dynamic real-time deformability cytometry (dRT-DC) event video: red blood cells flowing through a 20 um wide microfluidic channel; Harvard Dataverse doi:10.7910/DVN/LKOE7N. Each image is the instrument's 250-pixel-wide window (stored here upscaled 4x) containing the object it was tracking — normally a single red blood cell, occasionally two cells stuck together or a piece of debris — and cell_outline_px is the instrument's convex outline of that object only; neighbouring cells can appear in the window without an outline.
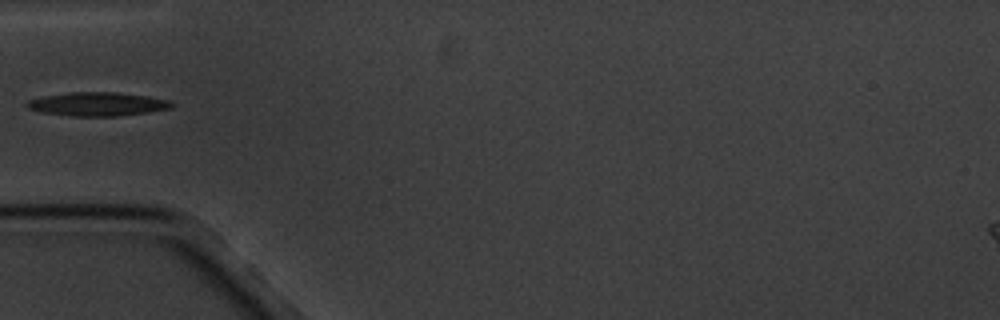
{"species": "common noctule bat (a hibernating species)", "species_latin": "Nyctalus noctula", "temperature_condition": "cold", "stored_images_in_passage": 3, "camera_frame_rate_fps": 3000, "um_per_image_px": 0.085, "animal": {"sex": "male", "body_mass_g": 20.1, "forearm_length_mm": 53.5}, "frame": {"image": 1, "passage_image": 3, "time_ms": 2.0, "image_size_px": [1000, 320], "cell_outline_px": [[176, 104], [172, 108], [148, 112], [116, 116], [72, 116], [40, 112], [28, 108], [24, 104], [28, 100], [44, 96], [72, 92], [112, 92], [148, 96], [172, 100]], "centroid_in_image_um": [8.32, 8.85], "position_along_channel_um": 76.7, "area_um2": 20.06}}